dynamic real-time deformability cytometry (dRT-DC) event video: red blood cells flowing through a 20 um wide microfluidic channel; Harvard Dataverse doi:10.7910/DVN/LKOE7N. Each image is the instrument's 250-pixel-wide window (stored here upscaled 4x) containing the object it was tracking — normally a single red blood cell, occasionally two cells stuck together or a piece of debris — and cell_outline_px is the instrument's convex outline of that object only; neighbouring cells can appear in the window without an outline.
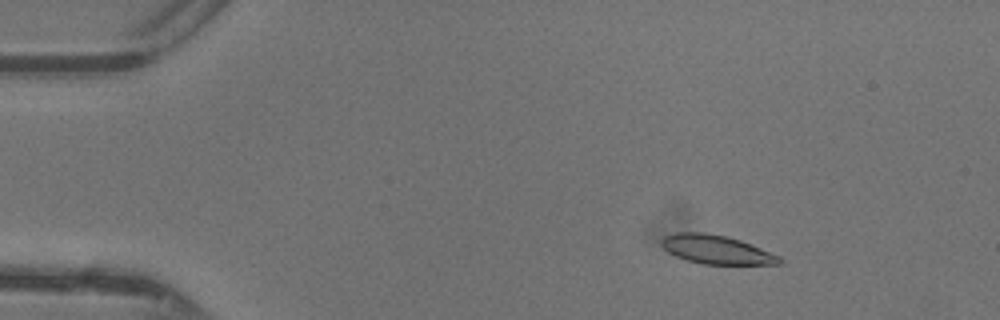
{"species": "common noctule bat (a hibernating species)", "species_latin": "Nyctalus noctula", "temperature_condition": "warm", "stored_images_in_passage": 48, "camera_frame_rate_fps": 3000, "um_per_image_px": 0.085, "animal": {"sex": "female"}, "frame": {"image": 1, "passage_image": 8, "time_ms": 2.333, "image_size_px": [1000, 320], "cell_outline_px": [[784, 260], [780, 264], [700, 264], [676, 256], [668, 252], [660, 244], [660, 240], [664, 236], [676, 232], [704, 232], [724, 236], [740, 240], [780, 256]], "centroid_in_image_um": [60.87, 21.21], "position_along_channel_um": 24.1, "area_um2": 19.71}}
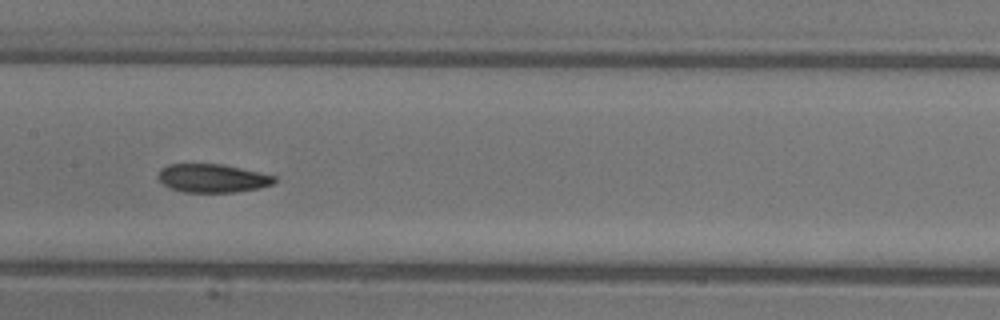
{"frame": {"image": 2, "passage_image": 25, "time_ms": 8.0, "image_size_px": [1000, 320], "cell_outline_px": [[276, 180], [272, 184], [260, 188], [236, 192], [184, 192], [168, 188], [156, 176], [160, 168], [168, 164], [224, 164], [260, 172], [276, 176]], "centroid_in_image_um": [18.04, 15.14], "position_along_channel_um": 189.4, "area_um2": 19.48}}
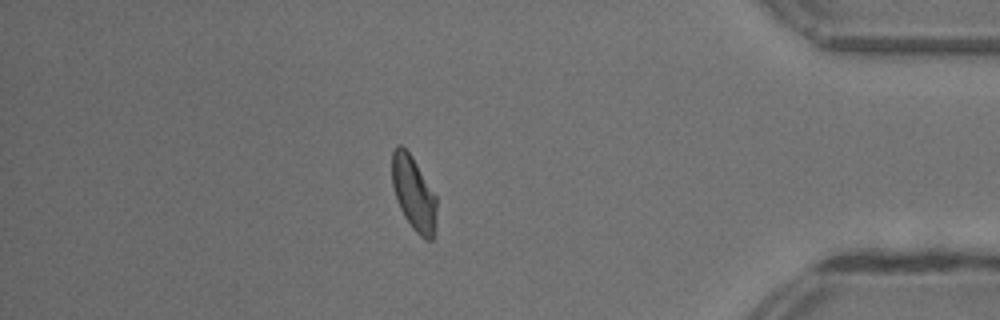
{"frame": {"image": 3, "passage_image": 42, "time_ms": 13.667, "image_size_px": [1000, 320], "cell_outline_px": [[436, 220], [432, 240], [424, 240], [412, 228], [404, 216], [400, 208], [392, 184], [392, 152], [396, 144], [400, 144], [412, 156], [436, 196]], "centroid_in_image_um": [35.16, 16.44], "position_along_channel_um": 400.0, "area_um2": 19.13}, "authors_computed_cell_mechanics": {"area_um2": 19.7676, "velocity_mm_per_s": 4.3831, "shape_relaxation_time_tau1_ms": 3.9421, "shape_relaxation_time_tau2_ms": 3.9551, "deformation_change_tau1": 0.1167, "deformation_change_tau2": 0.0978}}